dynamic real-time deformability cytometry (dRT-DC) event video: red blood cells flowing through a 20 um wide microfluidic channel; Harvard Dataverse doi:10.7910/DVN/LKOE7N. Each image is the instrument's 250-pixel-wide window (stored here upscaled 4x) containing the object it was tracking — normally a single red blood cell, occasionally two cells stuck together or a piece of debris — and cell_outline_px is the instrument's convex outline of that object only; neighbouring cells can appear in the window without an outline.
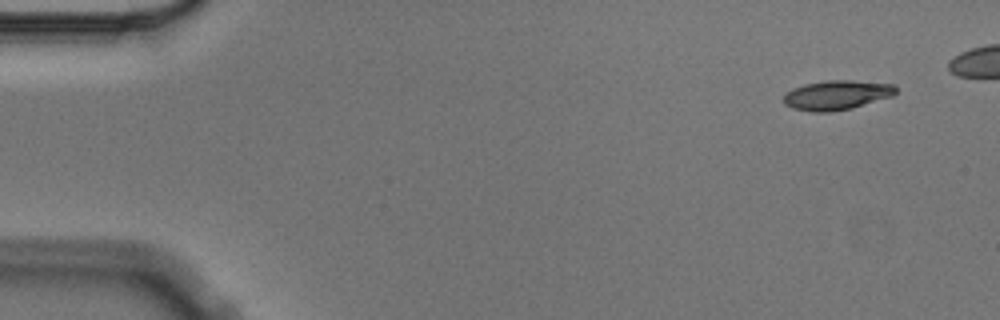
{"species": "Egyptian fruit bat (a non-hibernating species)", "species_latin": "Rousettus aegyptiacus", "temperature_condition": "cold", "stored_images_in_passage": 10, "segment_of_instrument_passage": [1, 2], "camera_frame_rate_fps": 3000, "um_per_image_px": 0.085, "animal": {"sex": "male"}, "frame": {"image": 1, "passage_image": 1, "time_ms": 0.0, "image_size_px": [1000, 320], "cell_outline_px": [[896, 92], [892, 96], [852, 108], [828, 112], [812, 112], [792, 108], [784, 104], [780, 100], [784, 92], [792, 88], [804, 84], [824, 80], [852, 80], [896, 84]], "centroid_in_image_um": [71.06, 8.07], "position_along_channel_um": 13.9, "area_um2": 19.65}}
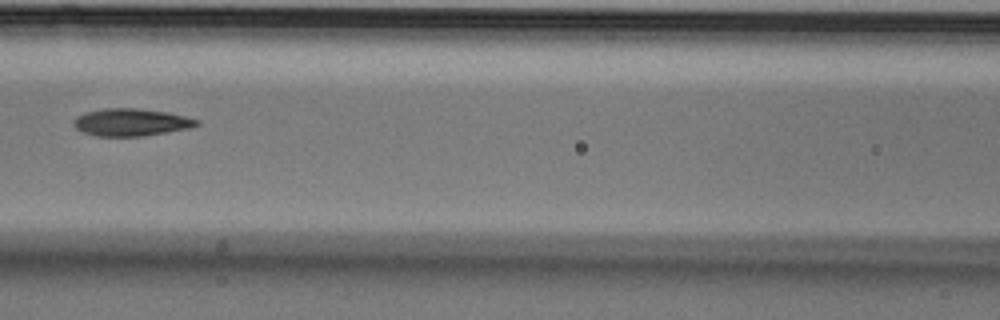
{"frame": {"image": 2, "passage_image": 7, "time_ms": 2.0, "image_size_px": [1000, 320], "cell_outline_px": [[200, 124], [192, 128], [140, 136], [96, 136], [84, 132], [76, 128], [72, 124], [76, 116], [84, 112], [104, 108], [136, 108], [168, 112], [200, 120]], "centroid_in_image_um": [11.14, 10.38], "position_along_channel_um": 155.5, "area_um2": 19.71}}
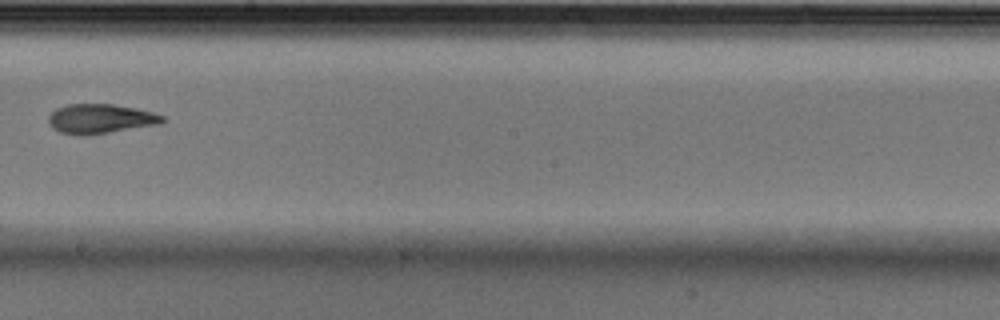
{"frame": {"image": 3, "passage_image": 9, "time_ms": 2.667, "image_size_px": [1000, 320], "cell_outline_px": [[168, 120], [160, 124], [108, 132], [60, 132], [52, 128], [48, 124], [48, 116], [56, 108], [68, 104], [112, 104], [136, 108], [152, 112], [164, 116]], "centroid_in_image_um": [8.58, 10.05], "position_along_channel_um": 239.6, "area_um2": 18.96}}